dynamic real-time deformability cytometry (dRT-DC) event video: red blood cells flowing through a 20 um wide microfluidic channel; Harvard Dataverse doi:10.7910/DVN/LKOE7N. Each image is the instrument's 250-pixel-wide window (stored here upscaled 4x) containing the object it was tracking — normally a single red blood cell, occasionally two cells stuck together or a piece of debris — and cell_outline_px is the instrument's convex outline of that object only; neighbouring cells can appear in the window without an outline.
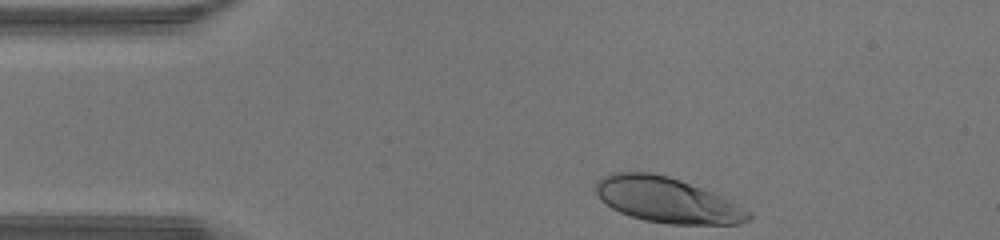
{"species": "human", "species_latin": "Homo sapiens", "temperature_condition": "warm", "stored_images_in_passage": 30, "camera_frame_rate_fps": 3000, "um_per_image_px": 0.085, "donor": {"sex": "male"}, "frame": {"image": 1, "passage_image": 1, "time_ms": 0.0, "image_size_px": [1000, 240], "cell_outline_px": [[752, 220], [740, 224], [668, 224], [644, 220], [620, 212], [612, 208], [600, 200], [596, 192], [596, 180], [612, 172], [648, 172], [668, 176], [680, 180], [724, 196], [732, 200], [752, 212]], "centroid_in_image_um": [56.75, 17.01], "position_along_channel_um": 28.3, "area_um2": 40.58}}
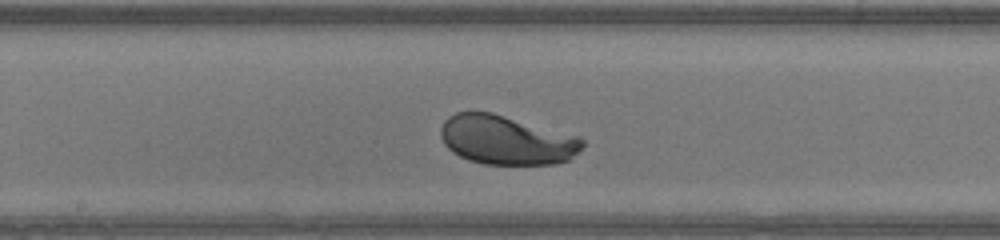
{"frame": {"image": 2, "passage_image": 17, "time_ms": 5.333, "image_size_px": [1000, 240], "cell_outline_px": [[584, 144], [568, 160], [556, 164], [484, 164], [468, 160], [452, 152], [444, 144], [440, 136], [440, 128], [444, 120], [448, 116], [456, 112], [492, 112], [580, 136], [584, 140]], "centroid_in_image_um": [43.02, 11.89], "position_along_channel_um": 205.2, "area_um2": 40.75}}
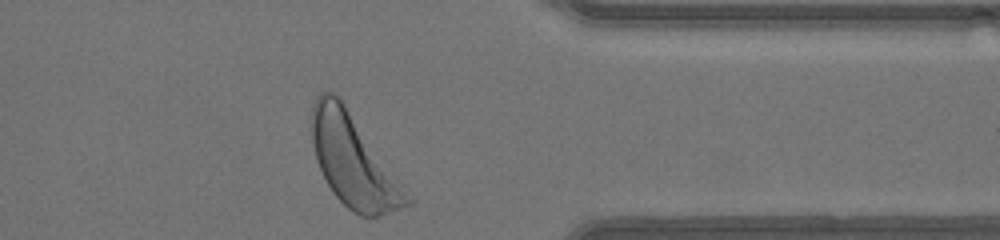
{"frame": {"image": 3, "passage_image": 30, "time_ms": 9.667, "image_size_px": [1000, 240], "cell_outline_px": [[412, 204], [380, 216], [360, 216], [352, 212], [332, 192], [316, 160], [312, 140], [312, 104], [316, 96], [320, 92], [336, 92], [340, 96], [412, 200]], "centroid_in_image_um": [30.0, 13.66], "position_along_channel_um": 381.4, "area_um2": 50.05}, "authors_computed_cell_mechanics": {"area_um2": 41.1247, "velocity_mm_per_s": 4.3832, "shape_relaxation_time_tau1_ms": 1.797, "shape_relaxation_time_tau2_ms": null, "deformation_change_tau1": 0.1486, "deformation_change_tau2": null}}